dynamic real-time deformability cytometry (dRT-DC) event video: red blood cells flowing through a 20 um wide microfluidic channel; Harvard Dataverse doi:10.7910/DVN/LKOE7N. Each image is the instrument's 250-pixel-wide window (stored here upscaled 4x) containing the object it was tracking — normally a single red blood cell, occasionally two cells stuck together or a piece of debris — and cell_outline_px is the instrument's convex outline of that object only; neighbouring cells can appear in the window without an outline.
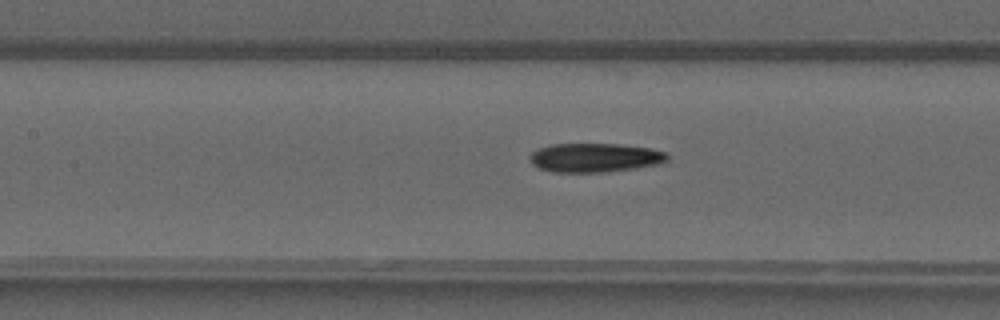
{"species": "common noctule bat (a hibernating species)", "species_latin": "Nyctalus noctula", "temperature_condition": "warm", "stored_images_in_passage": 50, "camera_frame_rate_fps": 3000, "um_per_image_px": 0.085, "animal": {"sex": "male", "forearm_length_mm": 52.5}, "frame": {"image": 1, "passage_image": 23, "time_ms": 7.333, "image_size_px": [1000, 320], "cell_outline_px": [[668, 160], [656, 164], [636, 168], [608, 172], [552, 172], [540, 168], [532, 164], [532, 152], [540, 148], [552, 144], [620, 144], [652, 148], [668, 152]], "centroid_in_image_um": [50.62, 13.4], "position_along_channel_um": 156.8, "area_um2": 23.18}}
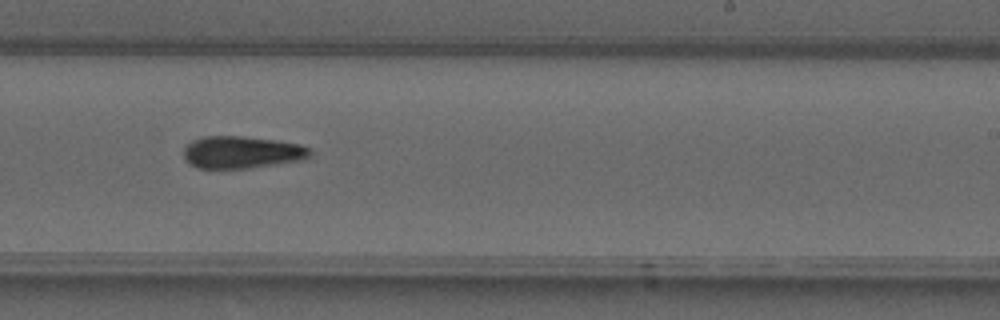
{"frame": {"image": 2, "passage_image": 31, "time_ms": 10.0, "image_size_px": [1000, 320], "cell_outline_px": [[312, 152], [308, 160], [248, 168], [196, 168], [184, 160], [184, 148], [192, 140], [204, 136], [244, 136], [276, 140], [300, 144], [308, 148]], "centroid_in_image_um": [20.58, 12.94], "position_along_channel_um": 268.4, "area_um2": 24.04}}
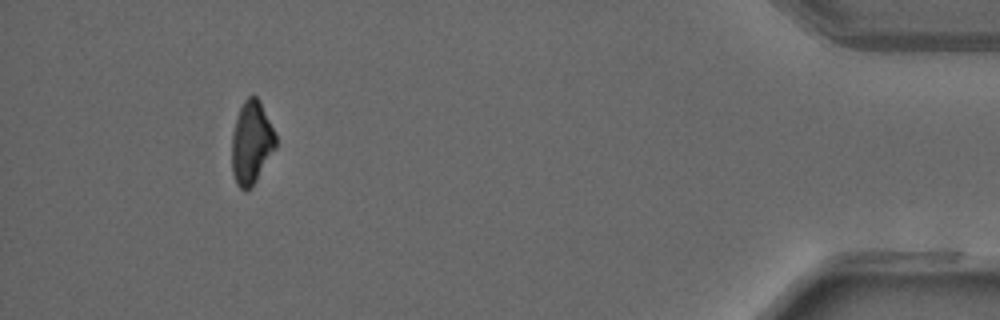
{"frame": {"image": 3, "passage_image": 46, "time_ms": 15.0, "image_size_px": [1000, 320], "cell_outline_px": [[276, 148], [256, 180], [244, 192], [236, 184], [232, 172], [232, 132], [236, 116], [244, 100], [248, 96], [256, 96], [260, 100], [276, 132]], "centroid_in_image_um": [21.38, 12.09], "position_along_channel_um": 413.8, "area_um2": 21.39}, "authors_computed_cell_mechanics": {"area_um2": 22.3686, "velocity_mm_per_s": 4.2112, "shape_relaxation_time_tau1_ms": 4.4674, "shape_relaxation_time_tau2_ms": 5.6002, "deformation_change_tau1": 0.1805, "deformation_change_tau2": 0.1584}}